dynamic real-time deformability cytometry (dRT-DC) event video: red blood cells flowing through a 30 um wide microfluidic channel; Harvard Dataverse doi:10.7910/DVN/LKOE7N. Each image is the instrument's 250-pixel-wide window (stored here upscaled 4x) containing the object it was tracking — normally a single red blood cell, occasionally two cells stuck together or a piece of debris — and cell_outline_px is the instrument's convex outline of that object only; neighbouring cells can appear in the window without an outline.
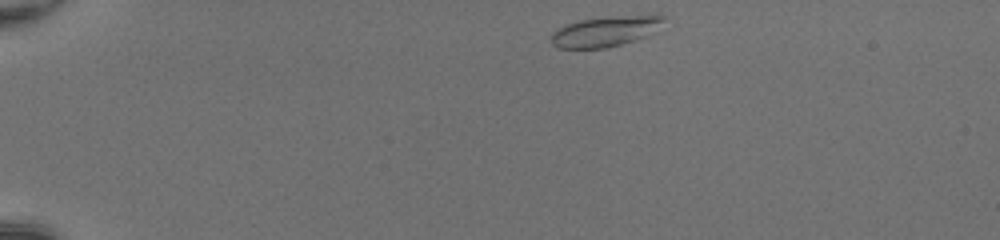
{"species": "common noctule bat (a hibernating species)", "species_latin": "Nyctalus noctula", "temperature_condition": "room temperature", "stored_images_in_passage": 41, "camera_frame_rate_fps": 3000, "um_per_image_px": 0.085, "animal": {"sex": "female", "body_mass_g": 20.0, "forearm_length_mm": 54.0}, "frame": {"image": 1, "passage_image": 1, "time_ms": 0.0, "image_size_px": [1000, 240], "cell_outline_px": [[668, 16], [664, 20], [644, 36], [608, 48], [556, 48], [552, 44], [548, 36], [552, 32], [564, 24], [580, 20], [608, 16], [656, 12]], "centroid_in_image_um": [51.43, 2.61], "position_along_channel_um": 33.6, "area_um2": 20.35}}
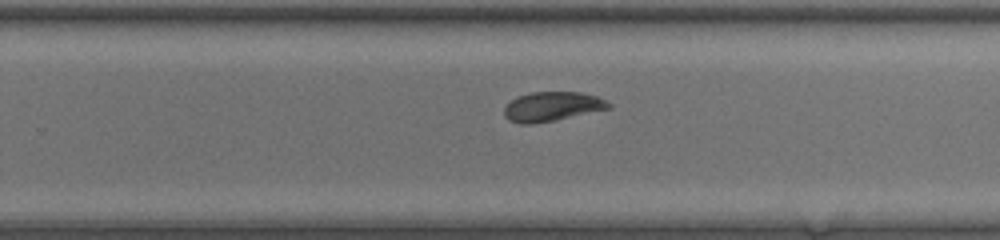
{"frame": {"image": 2, "passage_image": 25, "time_ms": 8.0, "image_size_px": [1000, 240], "cell_outline_px": [[612, 108], [532, 124], [520, 124], [508, 120], [504, 116], [504, 108], [516, 96], [532, 92], [580, 92], [596, 96], [612, 104]], "centroid_in_image_um": [46.91, 9.05], "position_along_channel_um": 282.9, "area_um2": 17.74}}
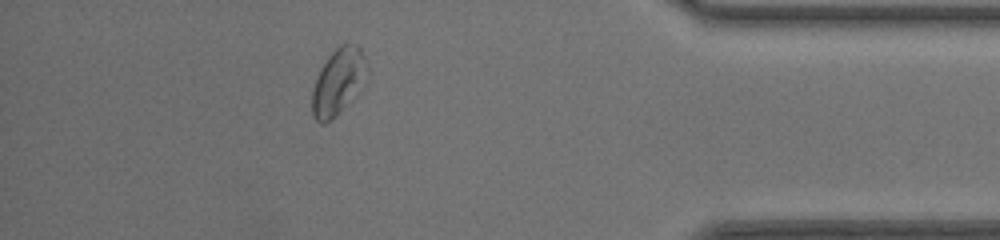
{"frame": {"image": 3, "passage_image": 36, "time_ms": 11.667, "image_size_px": [1000, 240], "cell_outline_px": [[364, 56], [360, 72], [348, 104], [332, 120], [324, 124], [320, 124], [312, 116], [312, 88], [320, 68], [328, 56], [340, 44], [356, 44], [360, 48]], "centroid_in_image_um": [28.57, 6.99], "position_along_channel_um": 406.6, "area_um2": 19.65}, "authors_computed_cell_mechanics": {"area_um2": 18.9584, "velocity_mm_per_s": 4.1895, "shape_relaxation_time_tau1_ms": 2.6585, "shape_relaxation_time_tau2_ms": 3.7794, "deformation_change_tau1": 0.1141, "deformation_change_tau2": 0.0592}}